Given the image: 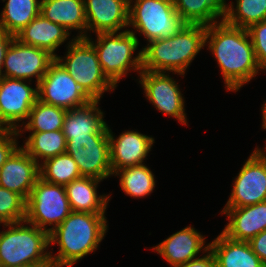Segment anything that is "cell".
<instances>
[{
    "mask_svg": "<svg viewBox=\"0 0 266 267\" xmlns=\"http://www.w3.org/2000/svg\"><path fill=\"white\" fill-rule=\"evenodd\" d=\"M206 42L224 80L226 91H238L261 71L247 29L224 20L206 26Z\"/></svg>",
    "mask_w": 266,
    "mask_h": 267,
    "instance_id": "6da1fadb",
    "label": "cell"
},
{
    "mask_svg": "<svg viewBox=\"0 0 266 267\" xmlns=\"http://www.w3.org/2000/svg\"><path fill=\"white\" fill-rule=\"evenodd\" d=\"M107 230L105 214L72 211L49 233L50 245L59 246L56 256L50 252L52 267H71L87 254L96 251Z\"/></svg>",
    "mask_w": 266,
    "mask_h": 267,
    "instance_id": "7a4b0ae2",
    "label": "cell"
},
{
    "mask_svg": "<svg viewBox=\"0 0 266 267\" xmlns=\"http://www.w3.org/2000/svg\"><path fill=\"white\" fill-rule=\"evenodd\" d=\"M206 46V26L186 24L177 34L148 42L142 48V70L184 75L192 60Z\"/></svg>",
    "mask_w": 266,
    "mask_h": 267,
    "instance_id": "3957f363",
    "label": "cell"
},
{
    "mask_svg": "<svg viewBox=\"0 0 266 267\" xmlns=\"http://www.w3.org/2000/svg\"><path fill=\"white\" fill-rule=\"evenodd\" d=\"M3 227L8 229L0 232V267L28 264L52 266L47 250L50 246L47 231L25 220L3 224Z\"/></svg>",
    "mask_w": 266,
    "mask_h": 267,
    "instance_id": "277c9868",
    "label": "cell"
},
{
    "mask_svg": "<svg viewBox=\"0 0 266 267\" xmlns=\"http://www.w3.org/2000/svg\"><path fill=\"white\" fill-rule=\"evenodd\" d=\"M95 42L86 38L95 48L103 74L116 87L120 79L130 70L142 71V50L133 57L139 46L135 31L98 33Z\"/></svg>",
    "mask_w": 266,
    "mask_h": 267,
    "instance_id": "5b68a950",
    "label": "cell"
},
{
    "mask_svg": "<svg viewBox=\"0 0 266 267\" xmlns=\"http://www.w3.org/2000/svg\"><path fill=\"white\" fill-rule=\"evenodd\" d=\"M67 45L66 57L55 59L92 100L100 101L104 92L116 88L103 74L96 50L86 38L74 37Z\"/></svg>",
    "mask_w": 266,
    "mask_h": 267,
    "instance_id": "8992f818",
    "label": "cell"
},
{
    "mask_svg": "<svg viewBox=\"0 0 266 267\" xmlns=\"http://www.w3.org/2000/svg\"><path fill=\"white\" fill-rule=\"evenodd\" d=\"M129 0V24L150 42L170 38L187 23L179 16L173 0ZM133 4V5H132Z\"/></svg>",
    "mask_w": 266,
    "mask_h": 267,
    "instance_id": "52a82bcc",
    "label": "cell"
},
{
    "mask_svg": "<svg viewBox=\"0 0 266 267\" xmlns=\"http://www.w3.org/2000/svg\"><path fill=\"white\" fill-rule=\"evenodd\" d=\"M72 212L63 185L51 184L39 178L26 202L27 223L48 233L59 226ZM52 226V228H48Z\"/></svg>",
    "mask_w": 266,
    "mask_h": 267,
    "instance_id": "ba28073f",
    "label": "cell"
},
{
    "mask_svg": "<svg viewBox=\"0 0 266 267\" xmlns=\"http://www.w3.org/2000/svg\"><path fill=\"white\" fill-rule=\"evenodd\" d=\"M38 100L67 111L85 106L92 101L56 59L38 83Z\"/></svg>",
    "mask_w": 266,
    "mask_h": 267,
    "instance_id": "9c48e42d",
    "label": "cell"
},
{
    "mask_svg": "<svg viewBox=\"0 0 266 267\" xmlns=\"http://www.w3.org/2000/svg\"><path fill=\"white\" fill-rule=\"evenodd\" d=\"M66 153L77 163L81 176L103 181L113 175L108 134H89L67 141Z\"/></svg>",
    "mask_w": 266,
    "mask_h": 267,
    "instance_id": "30bf717a",
    "label": "cell"
},
{
    "mask_svg": "<svg viewBox=\"0 0 266 267\" xmlns=\"http://www.w3.org/2000/svg\"><path fill=\"white\" fill-rule=\"evenodd\" d=\"M225 207H245L266 201V154L255 148L236 176Z\"/></svg>",
    "mask_w": 266,
    "mask_h": 267,
    "instance_id": "8fae6325",
    "label": "cell"
},
{
    "mask_svg": "<svg viewBox=\"0 0 266 267\" xmlns=\"http://www.w3.org/2000/svg\"><path fill=\"white\" fill-rule=\"evenodd\" d=\"M55 57L48 51L23 44L15 37L6 50L2 77L29 80L36 78V86L46 74ZM4 72V73H3Z\"/></svg>",
    "mask_w": 266,
    "mask_h": 267,
    "instance_id": "7c38bea8",
    "label": "cell"
},
{
    "mask_svg": "<svg viewBox=\"0 0 266 267\" xmlns=\"http://www.w3.org/2000/svg\"><path fill=\"white\" fill-rule=\"evenodd\" d=\"M145 97L160 112L171 116L178 122L187 125L185 103L178 82L167 72L142 70L139 74Z\"/></svg>",
    "mask_w": 266,
    "mask_h": 267,
    "instance_id": "4fadbf2b",
    "label": "cell"
},
{
    "mask_svg": "<svg viewBox=\"0 0 266 267\" xmlns=\"http://www.w3.org/2000/svg\"><path fill=\"white\" fill-rule=\"evenodd\" d=\"M27 80L0 77V125L4 129L21 128L32 106L38 100V86L33 88Z\"/></svg>",
    "mask_w": 266,
    "mask_h": 267,
    "instance_id": "5bb4252c",
    "label": "cell"
},
{
    "mask_svg": "<svg viewBox=\"0 0 266 267\" xmlns=\"http://www.w3.org/2000/svg\"><path fill=\"white\" fill-rule=\"evenodd\" d=\"M39 178L40 164L20 146L0 168V186L21 195L26 201Z\"/></svg>",
    "mask_w": 266,
    "mask_h": 267,
    "instance_id": "9a60e30c",
    "label": "cell"
},
{
    "mask_svg": "<svg viewBox=\"0 0 266 267\" xmlns=\"http://www.w3.org/2000/svg\"><path fill=\"white\" fill-rule=\"evenodd\" d=\"M108 136L112 173L121 168L144 164L155 142L154 138L134 130L124 131L114 138L109 126Z\"/></svg>",
    "mask_w": 266,
    "mask_h": 267,
    "instance_id": "2e32d148",
    "label": "cell"
},
{
    "mask_svg": "<svg viewBox=\"0 0 266 267\" xmlns=\"http://www.w3.org/2000/svg\"><path fill=\"white\" fill-rule=\"evenodd\" d=\"M87 32H118L129 27V0H84Z\"/></svg>",
    "mask_w": 266,
    "mask_h": 267,
    "instance_id": "e0dca14e",
    "label": "cell"
},
{
    "mask_svg": "<svg viewBox=\"0 0 266 267\" xmlns=\"http://www.w3.org/2000/svg\"><path fill=\"white\" fill-rule=\"evenodd\" d=\"M205 245V237L192 226H187L153 247L171 267H176L196 259L197 254H203L209 249ZM205 251V252H204Z\"/></svg>",
    "mask_w": 266,
    "mask_h": 267,
    "instance_id": "ac0fdd59",
    "label": "cell"
},
{
    "mask_svg": "<svg viewBox=\"0 0 266 267\" xmlns=\"http://www.w3.org/2000/svg\"><path fill=\"white\" fill-rule=\"evenodd\" d=\"M228 218L223 233L231 239L249 242L266 230V201L245 207H224Z\"/></svg>",
    "mask_w": 266,
    "mask_h": 267,
    "instance_id": "d6986e66",
    "label": "cell"
},
{
    "mask_svg": "<svg viewBox=\"0 0 266 267\" xmlns=\"http://www.w3.org/2000/svg\"><path fill=\"white\" fill-rule=\"evenodd\" d=\"M63 26L53 23L39 14L26 27L15 35L23 44L31 45L48 51L56 57V49L70 37Z\"/></svg>",
    "mask_w": 266,
    "mask_h": 267,
    "instance_id": "ffe728a7",
    "label": "cell"
},
{
    "mask_svg": "<svg viewBox=\"0 0 266 267\" xmlns=\"http://www.w3.org/2000/svg\"><path fill=\"white\" fill-rule=\"evenodd\" d=\"M98 104L99 100H92L85 106L66 112L62 128L66 142L89 134H108V124L104 121V113Z\"/></svg>",
    "mask_w": 266,
    "mask_h": 267,
    "instance_id": "44dd1931",
    "label": "cell"
},
{
    "mask_svg": "<svg viewBox=\"0 0 266 267\" xmlns=\"http://www.w3.org/2000/svg\"><path fill=\"white\" fill-rule=\"evenodd\" d=\"M217 267H266L249 242L234 240L221 232L209 243Z\"/></svg>",
    "mask_w": 266,
    "mask_h": 267,
    "instance_id": "7402d4cb",
    "label": "cell"
},
{
    "mask_svg": "<svg viewBox=\"0 0 266 267\" xmlns=\"http://www.w3.org/2000/svg\"><path fill=\"white\" fill-rule=\"evenodd\" d=\"M40 14L66 30H78L76 38H87L84 0H41Z\"/></svg>",
    "mask_w": 266,
    "mask_h": 267,
    "instance_id": "603a6c76",
    "label": "cell"
},
{
    "mask_svg": "<svg viewBox=\"0 0 266 267\" xmlns=\"http://www.w3.org/2000/svg\"><path fill=\"white\" fill-rule=\"evenodd\" d=\"M101 180L91 177H80L65 185L66 195L72 211L92 214H105L109 195L97 194V185Z\"/></svg>",
    "mask_w": 266,
    "mask_h": 267,
    "instance_id": "cb8c5ba5",
    "label": "cell"
},
{
    "mask_svg": "<svg viewBox=\"0 0 266 267\" xmlns=\"http://www.w3.org/2000/svg\"><path fill=\"white\" fill-rule=\"evenodd\" d=\"M173 2L175 10L187 24L209 26L218 23L219 17L221 21L224 19L226 0H173Z\"/></svg>",
    "mask_w": 266,
    "mask_h": 267,
    "instance_id": "d4e9b609",
    "label": "cell"
},
{
    "mask_svg": "<svg viewBox=\"0 0 266 267\" xmlns=\"http://www.w3.org/2000/svg\"><path fill=\"white\" fill-rule=\"evenodd\" d=\"M41 0H7L0 13V27L15 36L40 14Z\"/></svg>",
    "mask_w": 266,
    "mask_h": 267,
    "instance_id": "484cf974",
    "label": "cell"
},
{
    "mask_svg": "<svg viewBox=\"0 0 266 267\" xmlns=\"http://www.w3.org/2000/svg\"><path fill=\"white\" fill-rule=\"evenodd\" d=\"M25 141L21 147L38 164H41V162H44L48 158L66 153L67 142L62 130L30 133Z\"/></svg>",
    "mask_w": 266,
    "mask_h": 267,
    "instance_id": "4316f807",
    "label": "cell"
},
{
    "mask_svg": "<svg viewBox=\"0 0 266 267\" xmlns=\"http://www.w3.org/2000/svg\"><path fill=\"white\" fill-rule=\"evenodd\" d=\"M66 112L67 110L63 108L37 100L32 106L27 123L22 122L24 128L17 130L18 134L21 136L23 130L30 133L62 130Z\"/></svg>",
    "mask_w": 266,
    "mask_h": 267,
    "instance_id": "83f0119b",
    "label": "cell"
},
{
    "mask_svg": "<svg viewBox=\"0 0 266 267\" xmlns=\"http://www.w3.org/2000/svg\"><path fill=\"white\" fill-rule=\"evenodd\" d=\"M113 175L120 176L122 191L133 198L150 195L156 186L153 172L144 164L121 168Z\"/></svg>",
    "mask_w": 266,
    "mask_h": 267,
    "instance_id": "f1b7e54d",
    "label": "cell"
},
{
    "mask_svg": "<svg viewBox=\"0 0 266 267\" xmlns=\"http://www.w3.org/2000/svg\"><path fill=\"white\" fill-rule=\"evenodd\" d=\"M236 6L225 3L224 21L234 27L248 29L266 20V0H236Z\"/></svg>",
    "mask_w": 266,
    "mask_h": 267,
    "instance_id": "f546056e",
    "label": "cell"
},
{
    "mask_svg": "<svg viewBox=\"0 0 266 267\" xmlns=\"http://www.w3.org/2000/svg\"><path fill=\"white\" fill-rule=\"evenodd\" d=\"M80 177L77 163L67 153L48 158L40 164V178L51 184L65 186Z\"/></svg>",
    "mask_w": 266,
    "mask_h": 267,
    "instance_id": "4dcf8cb0",
    "label": "cell"
},
{
    "mask_svg": "<svg viewBox=\"0 0 266 267\" xmlns=\"http://www.w3.org/2000/svg\"><path fill=\"white\" fill-rule=\"evenodd\" d=\"M26 202L21 195L0 186V224L24 221Z\"/></svg>",
    "mask_w": 266,
    "mask_h": 267,
    "instance_id": "1f68e13d",
    "label": "cell"
},
{
    "mask_svg": "<svg viewBox=\"0 0 266 267\" xmlns=\"http://www.w3.org/2000/svg\"><path fill=\"white\" fill-rule=\"evenodd\" d=\"M248 34L261 70H266V20L251 25Z\"/></svg>",
    "mask_w": 266,
    "mask_h": 267,
    "instance_id": "d6a6232c",
    "label": "cell"
},
{
    "mask_svg": "<svg viewBox=\"0 0 266 267\" xmlns=\"http://www.w3.org/2000/svg\"><path fill=\"white\" fill-rule=\"evenodd\" d=\"M18 136L16 129H4L0 132V168L18 148Z\"/></svg>",
    "mask_w": 266,
    "mask_h": 267,
    "instance_id": "836d02e7",
    "label": "cell"
},
{
    "mask_svg": "<svg viewBox=\"0 0 266 267\" xmlns=\"http://www.w3.org/2000/svg\"><path fill=\"white\" fill-rule=\"evenodd\" d=\"M252 251L266 264V230L249 241Z\"/></svg>",
    "mask_w": 266,
    "mask_h": 267,
    "instance_id": "e575fe53",
    "label": "cell"
},
{
    "mask_svg": "<svg viewBox=\"0 0 266 267\" xmlns=\"http://www.w3.org/2000/svg\"><path fill=\"white\" fill-rule=\"evenodd\" d=\"M206 253L200 258L198 257L176 267H217L215 257L211 250L208 249Z\"/></svg>",
    "mask_w": 266,
    "mask_h": 267,
    "instance_id": "d590c367",
    "label": "cell"
},
{
    "mask_svg": "<svg viewBox=\"0 0 266 267\" xmlns=\"http://www.w3.org/2000/svg\"><path fill=\"white\" fill-rule=\"evenodd\" d=\"M14 37L15 36L7 33L3 28L0 27V77H2L3 62L6 50Z\"/></svg>",
    "mask_w": 266,
    "mask_h": 267,
    "instance_id": "8d00e7d4",
    "label": "cell"
},
{
    "mask_svg": "<svg viewBox=\"0 0 266 267\" xmlns=\"http://www.w3.org/2000/svg\"><path fill=\"white\" fill-rule=\"evenodd\" d=\"M262 128L265 130L266 129V102L262 106Z\"/></svg>",
    "mask_w": 266,
    "mask_h": 267,
    "instance_id": "74e56055",
    "label": "cell"
},
{
    "mask_svg": "<svg viewBox=\"0 0 266 267\" xmlns=\"http://www.w3.org/2000/svg\"><path fill=\"white\" fill-rule=\"evenodd\" d=\"M15 267H52V266H41V265L28 264V265H19Z\"/></svg>",
    "mask_w": 266,
    "mask_h": 267,
    "instance_id": "f35d334b",
    "label": "cell"
},
{
    "mask_svg": "<svg viewBox=\"0 0 266 267\" xmlns=\"http://www.w3.org/2000/svg\"><path fill=\"white\" fill-rule=\"evenodd\" d=\"M3 130H4V128L0 125V132L3 131Z\"/></svg>",
    "mask_w": 266,
    "mask_h": 267,
    "instance_id": "ab89813d",
    "label": "cell"
}]
</instances>
